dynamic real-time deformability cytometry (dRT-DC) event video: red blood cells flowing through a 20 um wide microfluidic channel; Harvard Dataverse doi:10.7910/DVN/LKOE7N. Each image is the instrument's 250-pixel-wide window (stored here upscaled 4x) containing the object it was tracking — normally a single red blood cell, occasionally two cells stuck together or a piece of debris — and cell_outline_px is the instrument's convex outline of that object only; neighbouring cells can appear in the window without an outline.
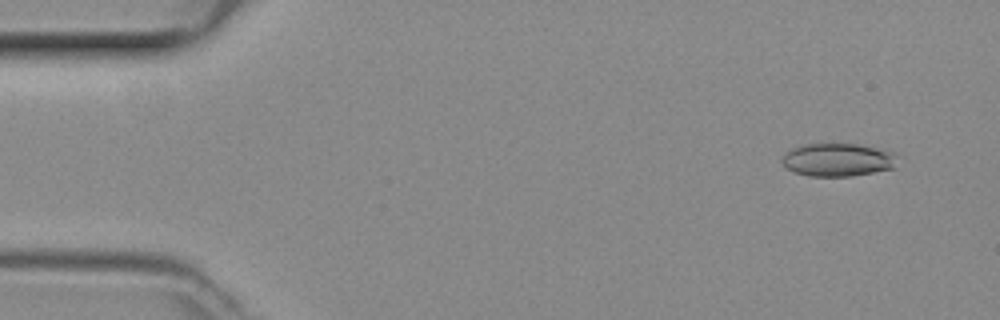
{"species": "common noctule bat (a hibernating species)", "species_latin": "Nyctalus noctula", "temperature_condition": "room temperature", "stored_images_in_passage": 49, "camera_frame_rate_fps": 3000, "um_per_image_px": 0.085, "animal": {"sex": "female", "body_mass_g": 29.2, "forearm_length_mm": 56.3}, "frame": {"image": 1, "passage_image": 4, "time_ms": 1.0, "image_size_px": [1000, 320], "cell_outline_px": [[904, 156], [896, 168], [852, 176], [808, 176], [784, 168], [780, 160], [792, 148], [808, 144], [860, 144], [896, 152]], "centroid_in_image_um": [71.35, 13.59], "position_along_channel_um": 13.7, "area_um2": 22.83}}
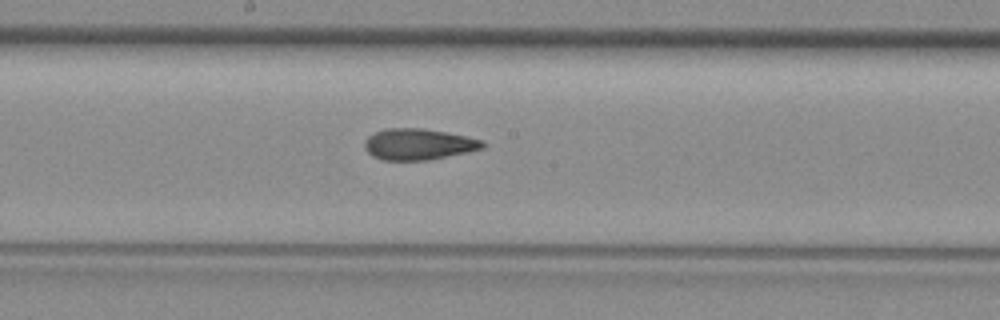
{"frame": {"image": 2, "passage_image": 26, "time_ms": 8.333, "image_size_px": [1000, 320], "cell_outline_px": [[484, 148], [468, 152], [428, 160], [384, 160], [372, 156], [364, 148], [364, 144], [368, 136], [384, 128], [420, 128], [444, 132], [484, 140]], "centroid_in_image_um": [35.55, 12.26], "position_along_channel_um": 212.6, "area_um2": 21.33}}
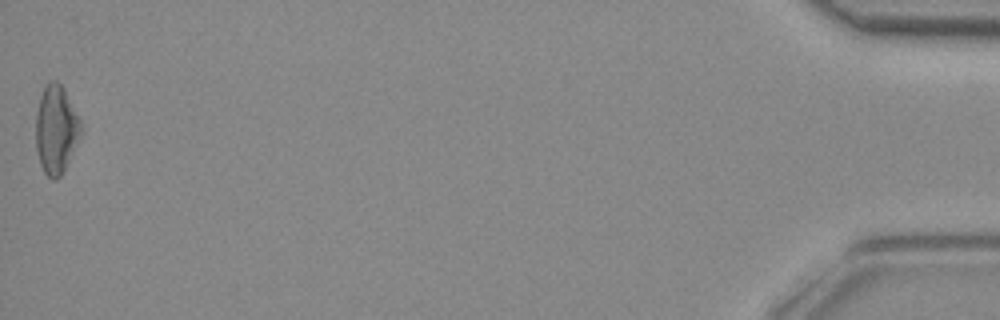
{"frame": {"image": 3, "passage_image": 49, "time_ms": 16.0, "image_size_px": [1000, 320], "cell_outline_px": [[80, 136], [64, 172], [56, 180], [52, 180], [44, 172], [40, 164], [36, 148], [36, 112], [40, 96], [44, 84], [48, 80], [56, 80], [64, 88], [80, 120]], "centroid_in_image_um": [4.74, 11.0], "position_along_channel_um": 430.5, "area_um2": 23.24}}